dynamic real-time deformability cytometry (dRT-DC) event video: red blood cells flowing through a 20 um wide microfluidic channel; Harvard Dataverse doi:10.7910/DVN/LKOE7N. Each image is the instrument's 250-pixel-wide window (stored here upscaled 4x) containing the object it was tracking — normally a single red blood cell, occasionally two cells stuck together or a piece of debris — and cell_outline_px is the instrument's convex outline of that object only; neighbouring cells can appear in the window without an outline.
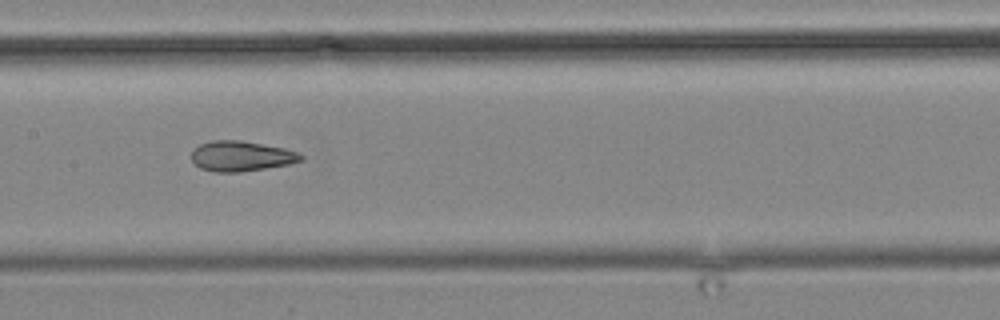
{"species": "common noctule bat (a hibernating species)", "species_latin": "Nyctalus noctula", "temperature_condition": "cold", "stored_images_in_passage": 13, "camera_frame_rate_fps": 3000, "um_per_image_px": 0.085, "animal": {"sex": "male", "body_mass_g": 19.2, "forearm_length_mm": 51.8}, "frame": {"image": 1, "passage_image": 6, "time_ms": 5.667, "image_size_px": [1000, 320], "cell_outline_px": [[304, 160], [288, 164], [240, 172], [216, 172], [200, 168], [192, 160], [192, 148], [200, 144], [212, 140], [240, 140], [284, 148], [296, 152], [304, 156]], "centroid_in_image_um": [20.48, 13.26], "position_along_channel_um": 186.9, "area_um2": 19.19}}
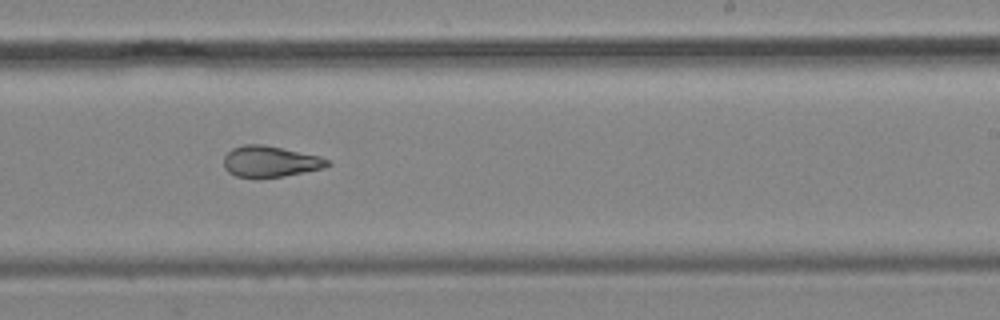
{"frame": {"image": 2, "passage_image": 8, "time_ms": 8.0, "image_size_px": [1000, 320], "cell_outline_px": [[332, 164], [324, 168], [284, 176], [236, 176], [228, 172], [224, 168], [224, 156], [232, 148], [244, 144], [264, 144], [320, 156], [328, 160]], "centroid_in_image_um": [22.98, 13.7], "position_along_channel_um": 266.0, "area_um2": 18.55}}
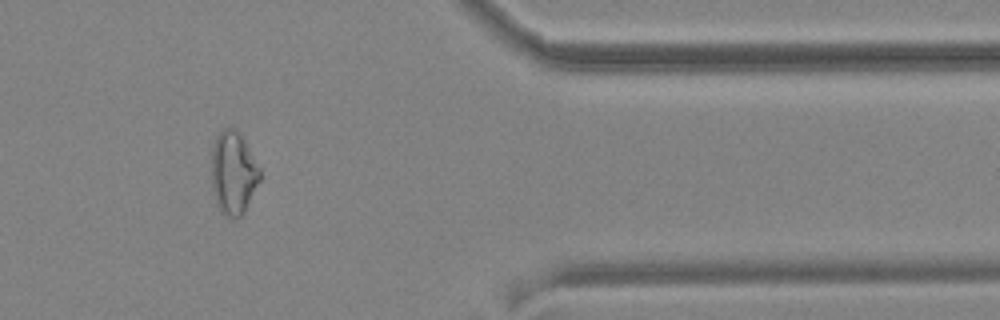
{"frame": {"image": 3, "passage_image": 11, "time_ms": 12.333, "image_size_px": [1000, 320], "cell_outline_px": [[260, 180], [244, 212], [240, 216], [232, 220], [224, 216], [220, 212], [212, 188], [212, 144], [216, 136], [224, 128], [236, 128], [260, 168]], "centroid_in_image_um": [19.82, 14.73], "position_along_channel_um": 391.6, "area_um2": 23.35}}